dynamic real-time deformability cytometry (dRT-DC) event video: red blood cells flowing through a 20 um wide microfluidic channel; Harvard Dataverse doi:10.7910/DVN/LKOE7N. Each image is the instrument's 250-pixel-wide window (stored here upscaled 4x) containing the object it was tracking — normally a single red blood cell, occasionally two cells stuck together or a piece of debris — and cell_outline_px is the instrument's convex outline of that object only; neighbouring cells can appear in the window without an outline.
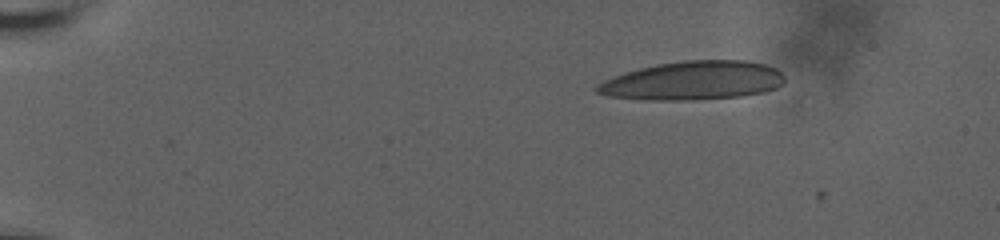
{"species": "human", "species_latin": "Homo sapiens", "temperature_condition": "room temperature", "stored_images_in_passage": 45, "camera_frame_rate_fps": 3000, "um_per_image_px": 0.085, "donor": {"sex": "male"}, "frame": {"image": 1, "passage_image": 1, "time_ms": 0.0, "image_size_px": [1000, 240], "cell_outline_px": [[784, 84], [776, 88], [764, 92], [740, 96], [696, 100], [648, 100], [608, 96], [596, 92], [596, 84], [604, 80], [640, 68], [660, 64], [684, 60], [748, 60], [764, 64], [776, 68], [784, 76]], "centroid_in_image_um": [58.95, 6.86], "position_along_channel_um": 26.1, "area_um2": 42.31}}
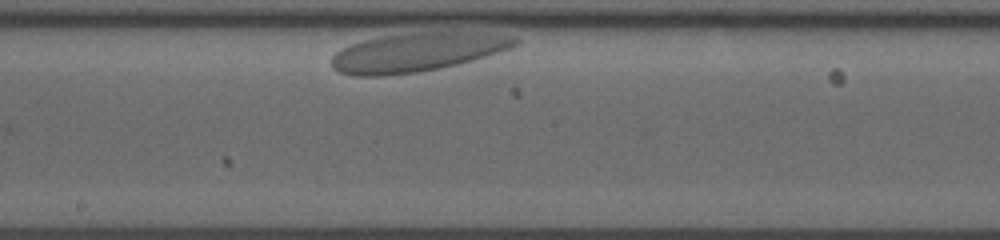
{"frame": {"image": 2, "passage_image": 27, "time_ms": 10.0, "image_size_px": [1000, 240], "cell_outline_px": [[520, 44], [512, 48], [460, 64], [420, 72], [384, 76], [356, 76], [340, 72], [332, 68], [332, 56], [340, 48], [364, 40], [380, 36], [420, 32], [456, 32], [516, 36], [520, 40]], "centroid_in_image_um": [35.45, 4.45], "position_along_channel_um": 212.8, "area_um2": 41.56}}
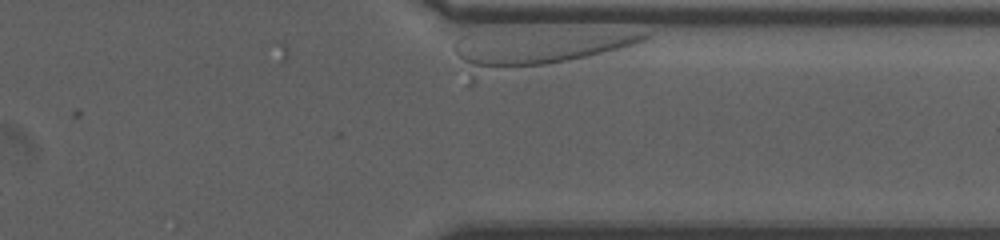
{"frame": {"image": 3, "passage_image": 45, "time_ms": 16.333, "image_size_px": [1000, 240], "cell_outline_px": [[648, 36], [644, 40], [636, 44], [624, 48], [592, 56], [476, 84], [468, 84], [452, 44], [460, 36], [472, 32], [648, 32]], "centroid_in_image_um": [45.2, 4.31], "position_along_channel_um": 366.2, "area_um2": 44.51}}